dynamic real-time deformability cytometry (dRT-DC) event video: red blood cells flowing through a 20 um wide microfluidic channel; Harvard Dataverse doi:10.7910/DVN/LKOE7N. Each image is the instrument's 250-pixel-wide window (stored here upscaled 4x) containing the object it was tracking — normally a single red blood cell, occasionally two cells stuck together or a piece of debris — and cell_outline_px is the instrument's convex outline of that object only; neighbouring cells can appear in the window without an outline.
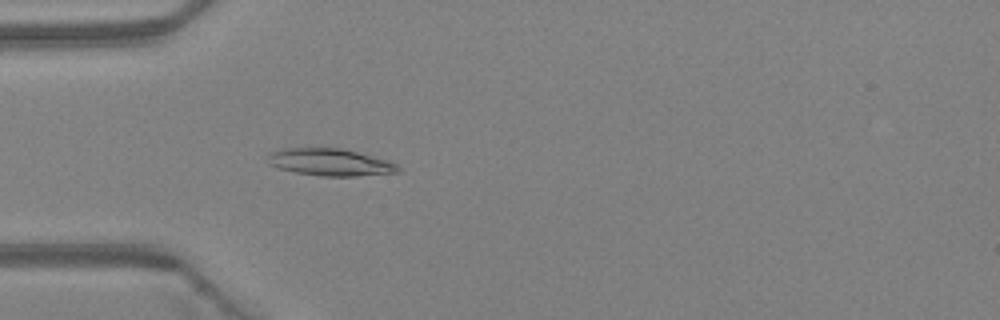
{"species": "Egyptian fruit bat (a non-hibernating species)", "species_latin": "Rousettus aegyptiacus", "temperature_condition": "warm", "stored_images_in_passage": 48, "camera_frame_rate_fps": 3000, "um_per_image_px": 0.085, "animal": {"sex": "female"}, "frame": {"image": 1, "passage_image": 15, "time_ms": 4.667, "image_size_px": [1000, 320], "cell_outline_px": [[400, 172], [356, 176], [320, 176], [296, 172], [280, 168], [268, 164], [268, 156], [272, 152], [284, 148], [340, 148], [388, 160], [396, 164], [400, 168]], "centroid_in_image_um": [28.07, 13.79], "position_along_channel_um": 56.9, "area_um2": 20.4}}
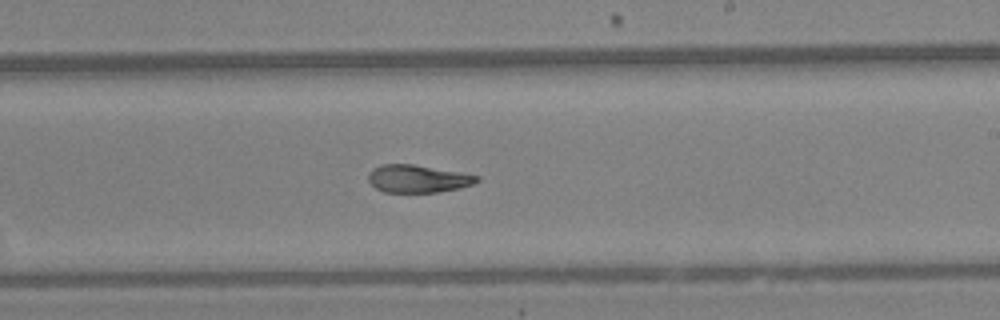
{"frame": {"image": 2, "passage_image": 29, "time_ms": 9.333, "image_size_px": [1000, 320], "cell_outline_px": [[480, 180], [472, 184], [460, 188], [436, 192], [384, 192], [376, 188], [368, 180], [368, 172], [372, 168], [380, 164], [412, 164], [460, 172], [480, 176]], "centroid_in_image_um": [35.49, 15.18], "position_along_channel_um": 253.5, "area_um2": 17.51}}
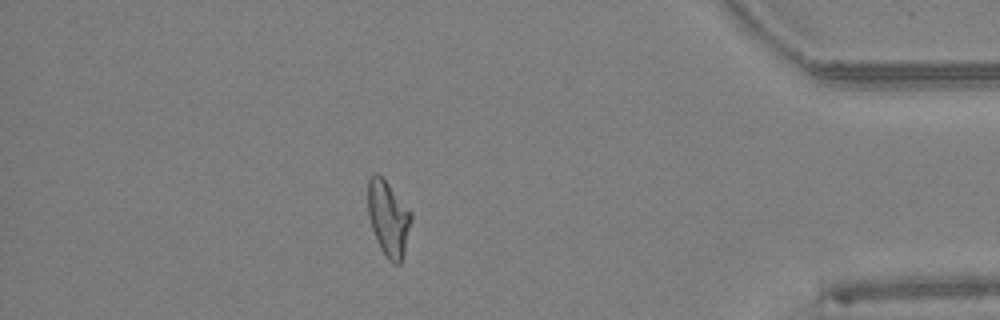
{"frame": {"image": 3, "passage_image": 42, "time_ms": 13.667, "image_size_px": [1000, 320], "cell_outline_px": [[412, 220], [404, 252], [400, 264], [392, 264], [388, 260], [380, 248], [372, 228], [368, 212], [368, 180], [376, 172], [388, 184], [412, 212]], "centroid_in_image_um": [33.02, 18.59], "position_along_channel_um": 402.2, "area_um2": 18.79}, "authors_computed_cell_mechanics": {"area_um2": 19.2474, "velocity_mm_per_s": 4.3409, "shape_relaxation_time_tau1_ms": 9.7553, "shape_relaxation_time_tau2_ms": 2.9272, "deformation_change_tau1": 0.2685, "deformation_change_tau2": 0.095}}